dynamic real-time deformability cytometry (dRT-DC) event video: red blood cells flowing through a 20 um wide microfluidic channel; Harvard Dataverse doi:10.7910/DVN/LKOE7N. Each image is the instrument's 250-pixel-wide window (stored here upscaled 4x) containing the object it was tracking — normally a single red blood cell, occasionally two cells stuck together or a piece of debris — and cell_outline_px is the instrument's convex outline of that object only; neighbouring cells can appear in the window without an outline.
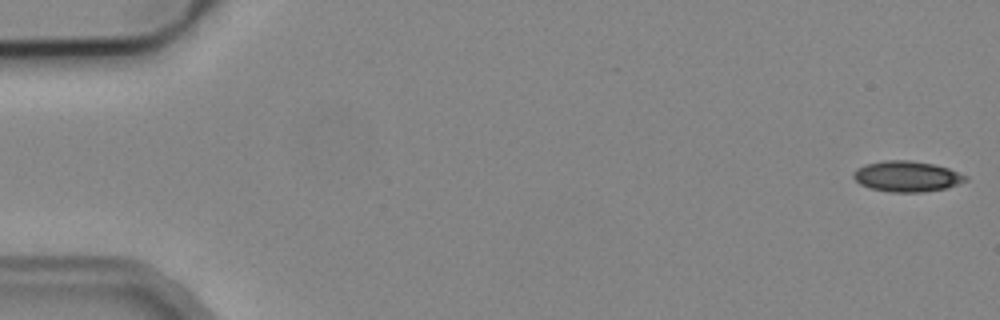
{"species": "common noctule bat (a hibernating species)", "species_latin": "Nyctalus noctula", "temperature_condition": "cold", "stored_images_in_passage": 6, "camera_frame_rate_fps": 3000, "um_per_image_px": 0.085, "animal": {"sex": "male", "body_mass_g": 19.2, "forearm_length_mm": 51.8}, "frame": {"image": 1, "passage_image": 1, "time_ms": 0.0, "image_size_px": [1000, 320], "cell_outline_px": [[968, 180], [944, 188], [924, 192], [888, 192], [868, 188], [860, 184], [852, 176], [856, 168], [864, 164], [884, 160], [908, 160], [932, 164], [948, 168], [968, 176]], "centroid_in_image_um": [77.04, 14.99], "position_along_channel_um": 8.0, "area_um2": 20.06}}
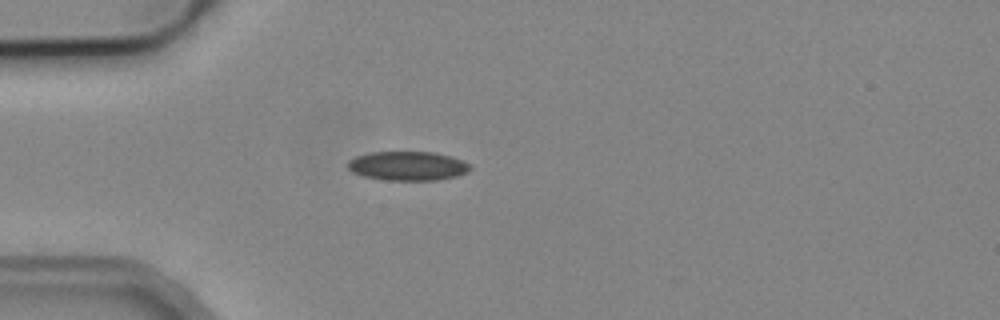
{"frame": {"image": 2, "passage_image": 5, "time_ms": 4.667, "image_size_px": [1000, 320], "cell_outline_px": [[472, 168], [468, 172], [456, 176], [436, 180], [384, 180], [364, 176], [352, 172], [348, 168], [348, 160], [356, 156], [372, 152], [432, 152], [464, 160]], "centroid_in_image_um": [34.65, 14.1], "position_along_channel_um": 50.4, "area_um2": 20.69}}